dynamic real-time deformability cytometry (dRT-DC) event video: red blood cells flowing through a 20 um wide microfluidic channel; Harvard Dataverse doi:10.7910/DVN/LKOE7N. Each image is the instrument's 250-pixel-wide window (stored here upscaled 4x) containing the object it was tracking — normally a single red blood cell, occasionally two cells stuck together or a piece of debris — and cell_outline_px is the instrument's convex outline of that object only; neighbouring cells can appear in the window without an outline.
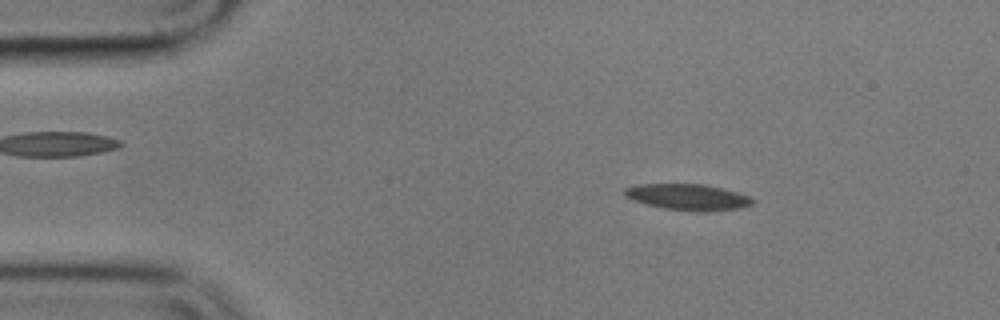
{"species": "common noctule bat (a hibernating species)", "species_latin": "Nyctalus noctula", "temperature_condition": "cold", "stored_images_in_passage": 50, "camera_frame_rate_fps": 3000, "um_per_image_px": 0.085, "animal": {"sex": "male", "body_mass_g": 17.9}, "frame": {"image": 1, "passage_image": 2, "time_ms": 0.333, "image_size_px": [1000, 320], "cell_outline_px": [[756, 204], [744, 208], [708, 212], [696, 212], [664, 208], [648, 204], [624, 196], [624, 188], [636, 184], [704, 184], [724, 188], [748, 196], [756, 200]], "centroid_in_image_um": [58.56, 16.76], "position_along_channel_um": 26.4, "area_um2": 19.77}}
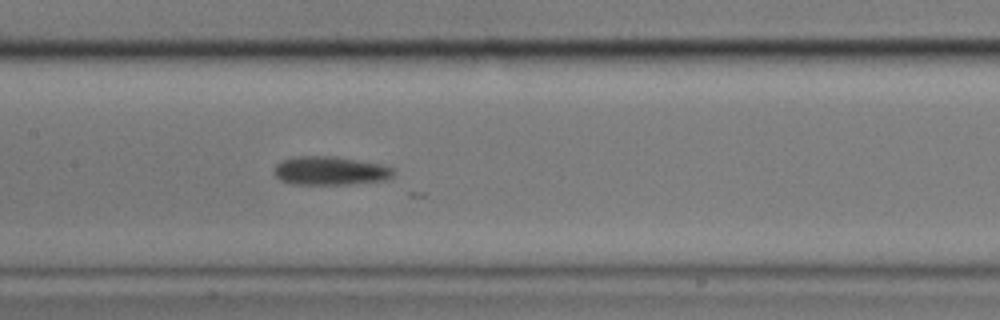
{"frame": {"image": 2, "passage_image": 20, "time_ms": 6.333, "image_size_px": [1000, 320], "cell_outline_px": [[396, 172], [392, 176], [384, 180], [352, 184], [292, 184], [280, 180], [272, 172], [272, 168], [280, 160], [296, 156], [336, 156], [384, 164], [392, 168]], "centroid_in_image_um": [28.04, 14.5], "position_along_channel_um": 179.4, "area_um2": 20.29}}
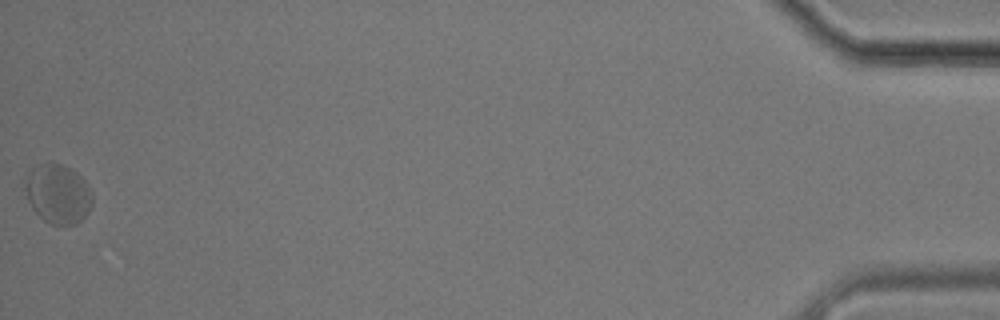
{"frame": {"image": 3, "passage_image": 50, "time_ms": 16.333, "image_size_px": [1000, 320], "cell_outline_px": [[92, 204], [88, 212], [76, 224], [52, 224], [44, 220], [32, 208], [28, 200], [24, 188], [24, 176], [32, 168], [40, 164], [64, 164], [76, 172], [88, 184], [92, 192]], "centroid_in_image_um": [4.91, 16.46], "position_along_channel_um": 430.3, "area_um2": 23.24}, "authors_computed_cell_mechanics": {"area_um2": 20.3456, "velocity_mm_per_s": 3.4856, "shape_relaxation_time_tau1_ms": 1.6159, "shape_relaxation_time_tau2_ms": 6.0089, "deformation_change_tau1": 0.0688, "deformation_change_tau2": 0.0525}}